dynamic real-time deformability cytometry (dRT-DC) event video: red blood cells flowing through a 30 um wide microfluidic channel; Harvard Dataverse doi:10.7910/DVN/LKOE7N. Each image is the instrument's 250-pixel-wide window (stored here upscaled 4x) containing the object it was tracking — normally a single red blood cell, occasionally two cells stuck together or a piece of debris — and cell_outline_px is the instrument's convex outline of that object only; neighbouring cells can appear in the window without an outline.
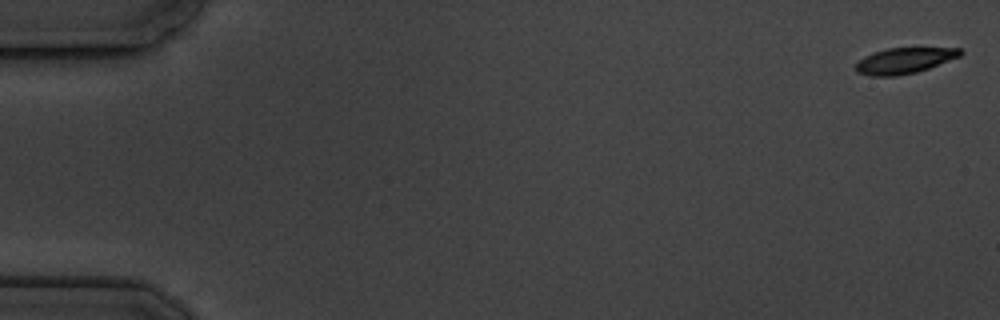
{"species": "common noctule bat (a hibernating species)", "species_latin": "Nyctalus noctula", "temperature_condition": "cold", "stored_images_in_passage": 8, "camera_frame_rate_fps": 3000, "um_per_image_px": 0.085, "animal": {"sex": "male", "body_mass_g": 19.5, "forearm_length_mm": 54.6}, "frame": {"image": 1, "passage_image": 1, "time_ms": 0.0, "image_size_px": [1000, 320], "cell_outline_px": [[964, 52], [960, 56], [928, 68], [916, 72], [896, 76], [868, 76], [856, 72], [856, 64], [864, 56], [872, 52], [888, 48], [960, 48]], "centroid_in_image_um": [76.84, 5.15], "position_along_channel_um": 8.2, "area_um2": 15.66}}
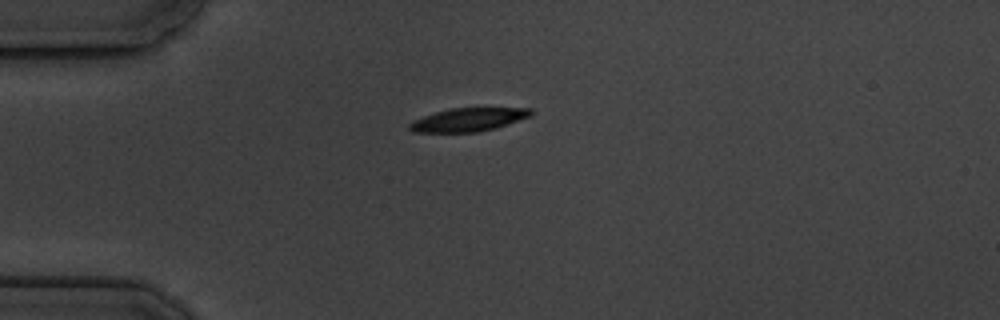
{"frame": {"image": 2, "passage_image": 5, "time_ms": 4.667, "image_size_px": [1000, 320], "cell_outline_px": [[532, 116], [496, 128], [476, 132], [412, 132], [408, 128], [408, 124], [412, 120], [448, 108], [532, 108]], "centroid_in_image_um": [39.8, 10.17], "position_along_channel_um": 45.2, "area_um2": 16.59}}
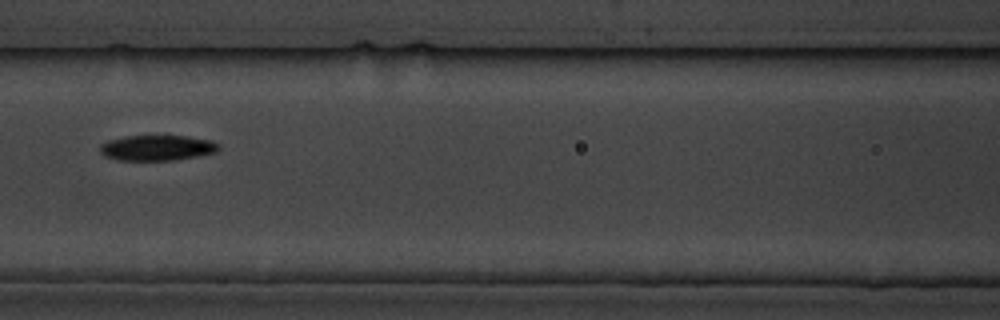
{"frame": {"image": 3, "passage_image": 8, "time_ms": 8.333, "image_size_px": [1000, 320], "cell_outline_px": [[220, 148], [216, 152], [176, 160], [116, 160], [104, 156], [100, 152], [100, 144], [108, 140], [124, 136], [188, 136], [212, 140], [220, 144]], "centroid_in_image_um": [13.35, 12.56], "position_along_channel_um": 153.2, "area_um2": 17.74}}